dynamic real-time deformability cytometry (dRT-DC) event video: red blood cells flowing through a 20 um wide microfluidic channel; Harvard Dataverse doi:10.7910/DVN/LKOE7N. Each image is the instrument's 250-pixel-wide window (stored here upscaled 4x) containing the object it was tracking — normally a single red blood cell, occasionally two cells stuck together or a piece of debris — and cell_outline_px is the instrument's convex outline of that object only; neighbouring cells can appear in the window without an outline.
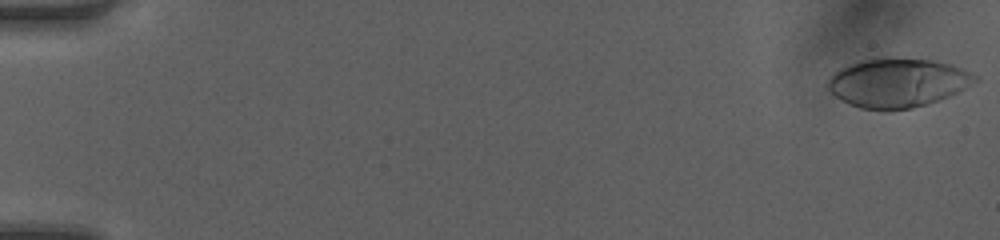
{"species": "human", "species_latin": "Homo sapiens", "temperature_condition": "room temperature", "stored_images_in_passage": 49, "camera_frame_rate_fps": 3000, "um_per_image_px": 0.085, "donor": {"sex": "female"}, "frame": {"image": 1, "passage_image": 1, "time_ms": 0.0, "image_size_px": [1000, 240], "cell_outline_px": [[980, 80], [948, 96], [928, 104], [912, 108], [884, 112], [860, 108], [848, 104], [840, 100], [828, 88], [828, 80], [840, 68], [860, 60], [880, 56], [888, 56], [928, 60], [948, 64], [972, 72], [980, 76]], "centroid_in_image_um": [76.29, 7.04], "position_along_channel_um": 8.7, "area_um2": 42.54}}
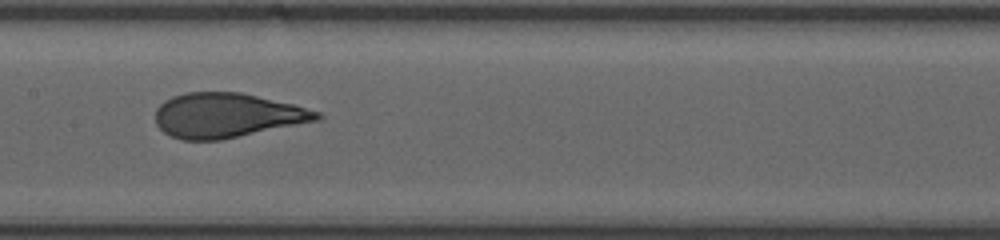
{"frame": {"image": 2, "passage_image": 26, "time_ms": 8.333, "image_size_px": [1000, 240], "cell_outline_px": [[324, 116], [320, 120], [220, 140], [180, 140], [164, 132], [156, 124], [156, 108], [164, 100], [172, 96], [184, 92], [240, 92], [292, 104], [320, 112]], "centroid_in_image_um": [19.27, 9.8], "position_along_channel_um": 188.1, "area_um2": 41.91}}
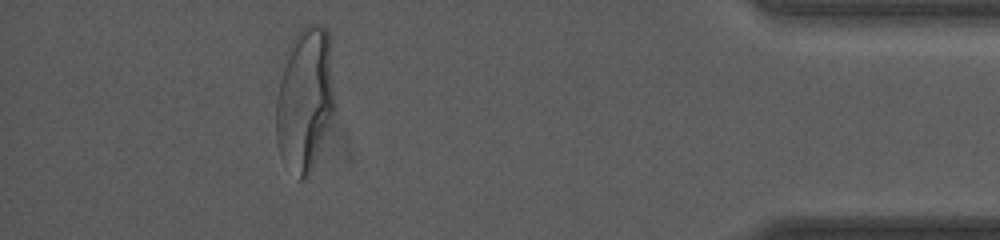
{"frame": {"image": 3, "passage_image": 45, "time_ms": 14.667, "image_size_px": [1000, 240], "cell_outline_px": [[336, 108], [308, 176], [304, 180], [300, 180], [284, 164], [280, 156], [276, 140], [276, 96], [288, 48], [296, 32], [300, 28], [308, 24], [320, 24], [328, 28], [336, 104]], "centroid_in_image_um": [25.93, 8.42], "position_along_channel_um": 409.3, "area_um2": 49.53}, "authors_computed_cell_mechanics": {"area_um2": 41.905, "velocity_mm_per_s": 4.2273, "shape_relaxation_time_tau1_ms": 4.6085, "shape_relaxation_time_tau2_ms": null, "deformation_change_tau1": 0.2059, "deformation_change_tau2": null}}